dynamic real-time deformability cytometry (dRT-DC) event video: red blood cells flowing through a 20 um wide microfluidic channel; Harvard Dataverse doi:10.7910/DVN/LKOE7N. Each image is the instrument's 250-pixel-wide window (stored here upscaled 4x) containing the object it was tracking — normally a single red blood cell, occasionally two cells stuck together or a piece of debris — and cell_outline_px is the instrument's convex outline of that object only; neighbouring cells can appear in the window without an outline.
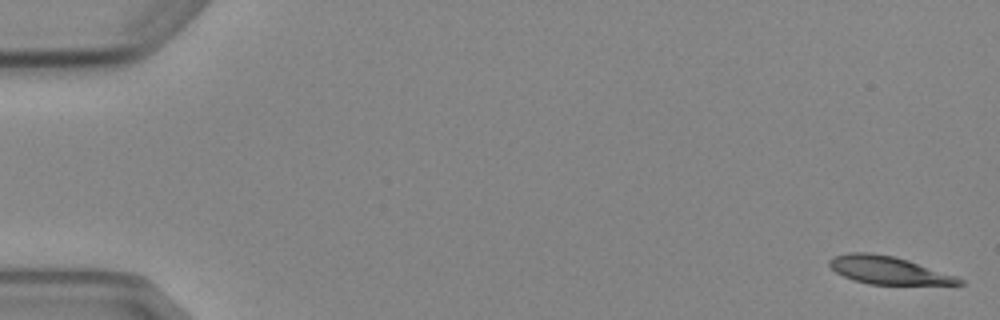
{"species": "Egyptian fruit bat (a non-hibernating species)", "species_latin": "Rousettus aegyptiacus", "temperature_condition": "cold", "stored_images_in_passage": 5, "camera_frame_rate_fps": 3000, "um_per_image_px": 0.085, "animal": {"sex": "female"}, "frame": {"image": 1, "passage_image": 1, "time_ms": 0.0, "image_size_px": [1000, 320], "cell_outline_px": [[964, 284], [868, 284], [844, 276], [836, 272], [828, 264], [828, 260], [836, 256], [848, 252], [868, 252], [892, 256], [908, 260], [956, 276], [964, 280]], "centroid_in_image_um": [75.49, 22.96], "position_along_channel_um": 9.5, "area_um2": 20.63}}
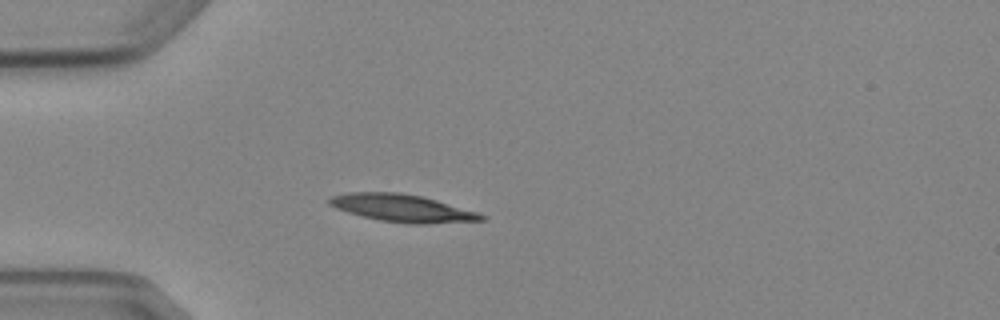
{"frame": {"image": 2, "passage_image": 5, "time_ms": 4.667, "image_size_px": [1000, 320], "cell_outline_px": [[488, 216], [484, 220], [428, 224], [408, 224], [380, 220], [348, 212], [336, 208], [328, 204], [328, 200], [332, 196], [348, 192], [400, 192], [420, 196], [436, 200], [476, 212]], "centroid_in_image_um": [34.19, 17.69], "position_along_channel_um": 50.8, "area_um2": 24.16}}